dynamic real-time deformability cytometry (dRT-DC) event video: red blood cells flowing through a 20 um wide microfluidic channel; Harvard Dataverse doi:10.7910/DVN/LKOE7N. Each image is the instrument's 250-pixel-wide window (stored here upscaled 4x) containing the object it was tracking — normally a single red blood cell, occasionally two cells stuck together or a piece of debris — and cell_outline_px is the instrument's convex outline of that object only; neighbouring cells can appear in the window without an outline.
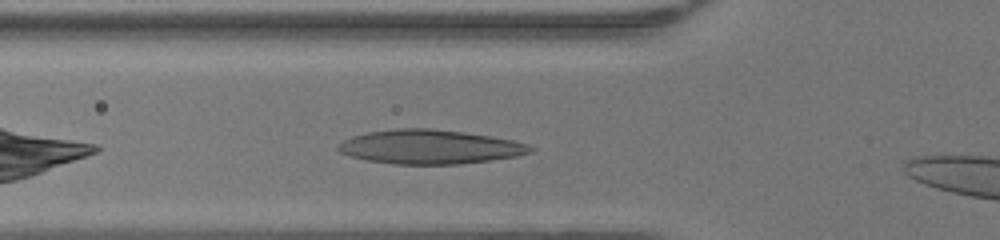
{"species": "human", "species_latin": "Homo sapiens", "temperature_condition": "warm", "stored_images_in_passage": 29, "camera_frame_rate_fps": 3000, "um_per_image_px": 0.085, "donor": {"sex": "female"}, "frame": {"image": 1, "passage_image": 5, "time_ms": 1.333, "image_size_px": [1000, 240], "cell_outline_px": [[536, 148], [532, 152], [516, 156], [492, 160], [460, 164], [392, 164], [368, 160], [348, 156], [340, 152], [336, 148], [336, 144], [352, 136], [368, 132], [396, 128], [428, 128], [464, 132], [512, 140], [528, 144]], "centroid_in_image_um": [36.51, 12.49], "position_along_channel_um": 89.3, "area_um2": 38.32}}
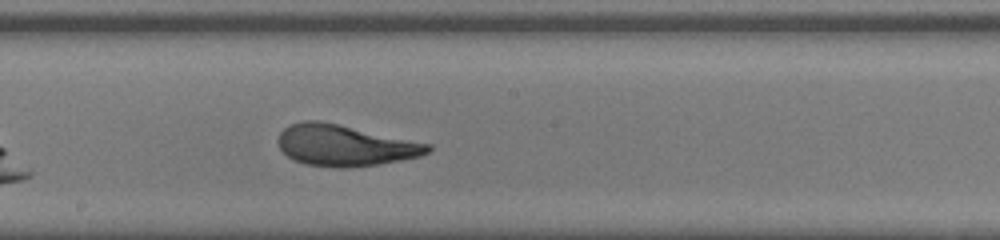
{"frame": {"image": 2, "passage_image": 14, "time_ms": 4.333, "image_size_px": [1000, 240], "cell_outline_px": [[432, 148], [428, 152], [420, 156], [380, 164], [348, 168], [340, 168], [304, 164], [292, 160], [280, 148], [276, 140], [280, 132], [284, 128], [292, 124], [304, 120], [320, 120], [432, 144]], "centroid_in_image_um": [29.29, 12.36], "position_along_channel_um": 218.9, "area_um2": 36.07}}
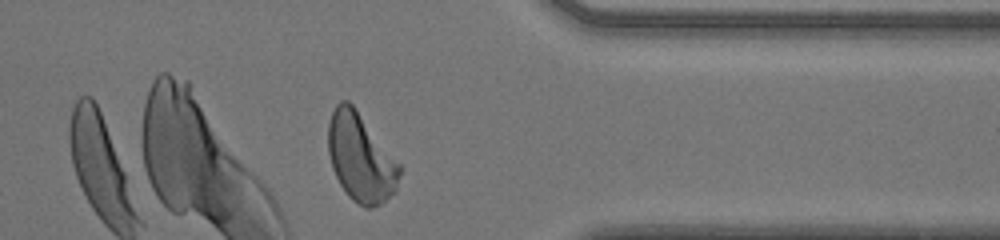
{"frame": {"image": 3, "passage_image": 26, "time_ms": 8.333, "image_size_px": [1000, 240], "cell_outline_px": [[400, 172], [396, 192], [380, 204], [372, 208], [364, 208], [352, 200], [348, 196], [340, 184], [332, 168], [328, 152], [328, 124], [332, 112], [336, 104], [340, 100], [348, 100], [356, 108], [400, 164]], "centroid_in_image_um": [30.65, 13.41], "position_along_channel_um": 380.8, "area_um2": 36.76}}